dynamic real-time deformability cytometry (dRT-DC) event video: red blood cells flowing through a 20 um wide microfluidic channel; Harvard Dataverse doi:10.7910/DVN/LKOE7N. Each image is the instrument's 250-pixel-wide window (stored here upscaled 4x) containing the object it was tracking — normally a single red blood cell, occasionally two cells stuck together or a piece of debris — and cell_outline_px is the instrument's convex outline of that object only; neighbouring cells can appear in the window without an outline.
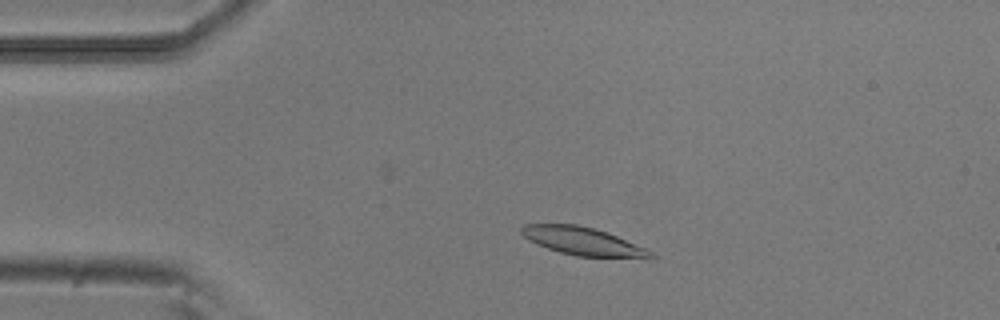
{"species": "common noctule bat (a hibernating species)", "species_latin": "Nyctalus noctula", "temperature_condition": "room temperature", "stored_images_in_passage": 50, "camera_frame_rate_fps": 3000, "um_per_image_px": 0.085, "animal": {"sex": "male", "body_mass_g": 20.5, "forearm_length_mm": 52.5}, "frame": {"image": 1, "passage_image": 8, "time_ms": 2.333, "image_size_px": [1000, 320], "cell_outline_px": [[656, 256], [652, 260], [576, 256], [560, 252], [536, 244], [528, 240], [520, 232], [520, 228], [524, 224], [576, 224], [608, 232], [648, 248]], "centroid_in_image_um": [49.67, 20.54], "position_along_channel_um": 35.3, "area_um2": 21.79}}
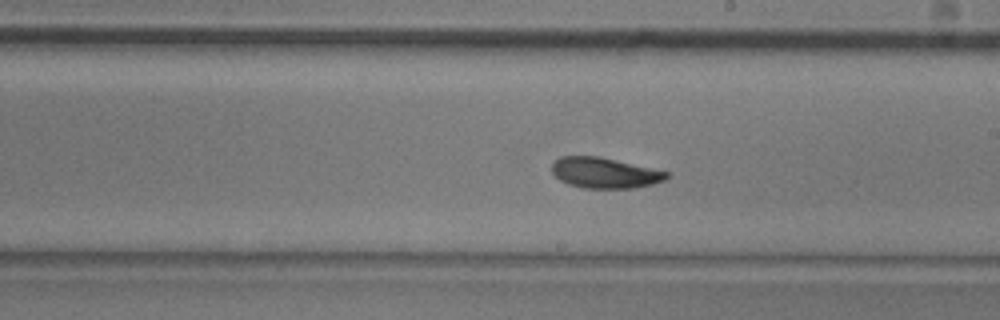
{"frame": {"image": 2, "passage_image": 27, "time_ms": 8.667, "image_size_px": [1000, 320], "cell_outline_px": [[668, 176], [664, 180], [652, 184], [636, 188], [580, 188], [568, 184], [560, 180], [552, 172], [552, 160], [560, 156], [596, 156], [668, 172]], "centroid_in_image_um": [51.33, 14.7], "position_along_channel_um": 237.7, "area_um2": 20.29}}
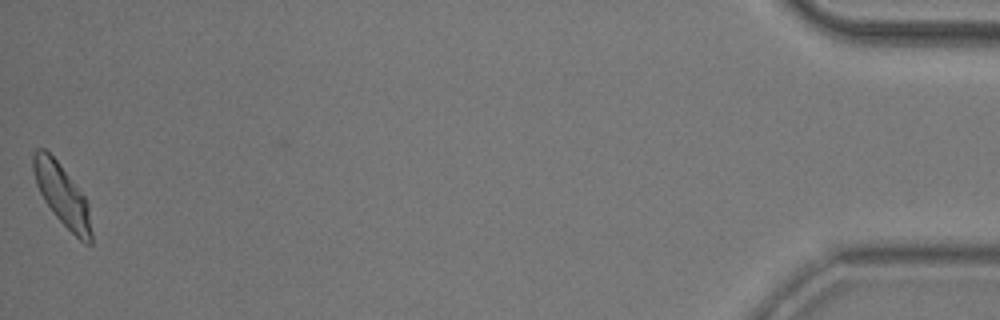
{"frame": {"image": 3, "passage_image": 50, "time_ms": 16.333, "image_size_px": [1000, 320], "cell_outline_px": [[92, 244], [84, 244], [56, 216], [44, 200], [36, 184], [32, 168], [32, 152], [36, 148], [44, 148], [56, 160], [84, 196], [88, 204], [92, 232]], "centroid_in_image_um": [5.27, 16.57], "position_along_channel_um": 429.9, "area_um2": 20.52}, "authors_computed_cell_mechanics": {"area_um2": 21.0103, "velocity_mm_per_s": 3.7781, "shape_relaxation_time_tau1_ms": 3.7383, "shape_relaxation_time_tau2_ms": 3.3361, "deformation_change_tau1": 0.1347, "deformation_change_tau2": 0.0817}}